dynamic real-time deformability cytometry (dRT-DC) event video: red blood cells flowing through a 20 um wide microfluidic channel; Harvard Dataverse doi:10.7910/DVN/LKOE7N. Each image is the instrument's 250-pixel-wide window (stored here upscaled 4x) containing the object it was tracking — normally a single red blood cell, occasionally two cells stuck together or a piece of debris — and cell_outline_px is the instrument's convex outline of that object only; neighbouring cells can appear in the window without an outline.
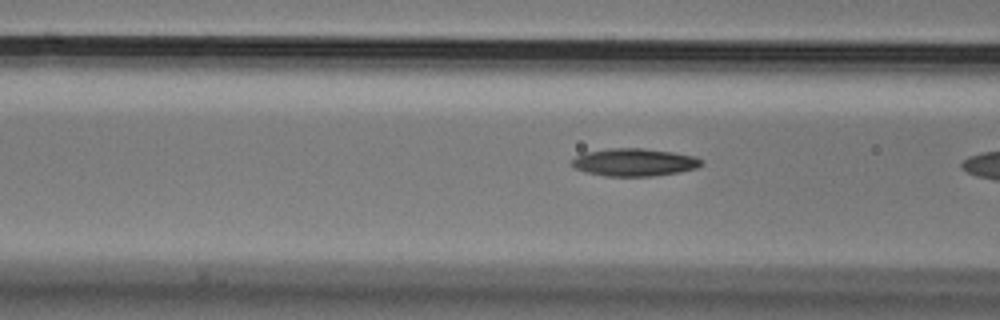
{"species": "Egyptian fruit bat (a non-hibernating species)", "species_latin": "Rousettus aegyptiacus", "temperature_condition": "cold", "stored_images_in_passage": 21, "segment_of_instrument_passage": [2, 2], "camera_frame_rate_fps": 3000, "um_per_image_px": 0.085, "animal": {"sex": "male"}, "frame": {"image": 1, "passage_image": 20, "time_ms": 6.333, "image_size_px": [1000, 320], "cell_outline_px": [[704, 164], [696, 168], [680, 172], [652, 176], [604, 176], [584, 172], [576, 168], [572, 164], [572, 160], [576, 156], [584, 152], [612, 148], [644, 148], [672, 152], [696, 156], [704, 160]], "centroid_in_image_um": [53.95, 13.79], "position_along_channel_um": 112.7, "area_um2": 21.04}}